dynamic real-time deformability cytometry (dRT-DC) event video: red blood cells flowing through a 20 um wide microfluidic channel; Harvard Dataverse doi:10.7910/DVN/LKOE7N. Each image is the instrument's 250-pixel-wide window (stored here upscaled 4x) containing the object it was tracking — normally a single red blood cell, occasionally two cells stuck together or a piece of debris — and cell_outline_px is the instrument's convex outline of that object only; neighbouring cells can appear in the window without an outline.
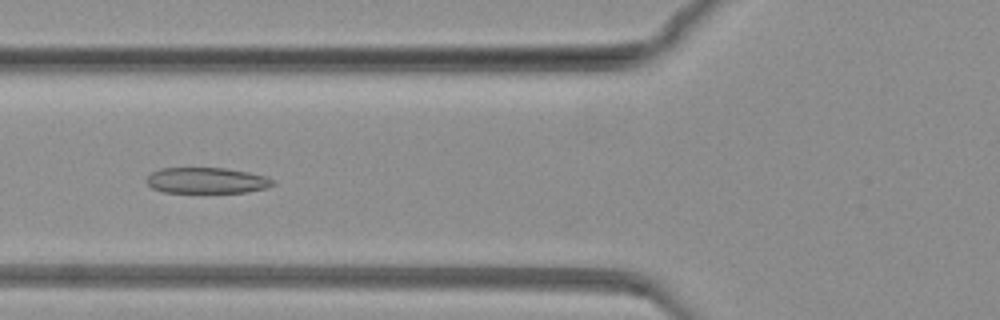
{"species": "common noctule bat (a hibernating species)", "species_latin": "Nyctalus noctula", "temperature_condition": "warm", "stored_images_in_passage": 78, "camera_frame_rate_fps": 3000, "um_per_image_px": 0.085, "animal": {"sex": "female", "body_mass_g": 19.3, "forearm_length_mm": 54.1}, "frame": {"image": 1, "passage_image": 28, "time_ms": 9.0, "image_size_px": [1000, 320], "cell_outline_px": [[276, 184], [264, 188], [248, 192], [164, 192], [152, 188], [148, 184], [148, 176], [152, 172], [160, 168], [224, 168], [248, 172], [268, 176], [276, 180]], "centroid_in_image_um": [17.62, 15.33], "position_along_channel_um": 108.2, "area_um2": 19.02}}
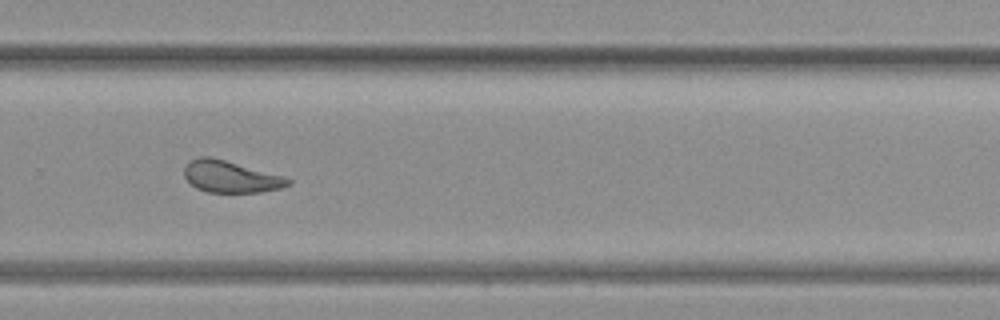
{"frame": {"image": 2, "passage_image": 52, "time_ms": 17.0, "image_size_px": [1000, 320], "cell_outline_px": [[292, 184], [284, 188], [260, 192], [208, 192], [196, 188], [184, 176], [184, 168], [188, 160], [200, 156], [208, 156], [224, 160], [284, 176], [292, 180]], "centroid_in_image_um": [19.62, 15.02], "position_along_channel_um": 310.2, "area_um2": 19.25}}
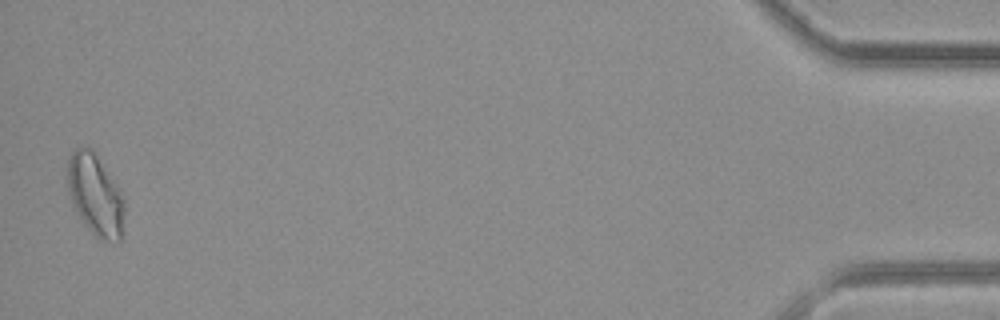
{"frame": {"image": 3, "passage_image": 77, "time_ms": 25.333, "image_size_px": [1000, 320], "cell_outline_px": [[124, 232], [120, 240], [100, 240], [84, 224], [72, 200], [68, 188], [68, 156], [76, 148], [92, 148], [120, 192], [124, 200]], "centroid_in_image_um": [8.12, 16.59], "position_along_channel_um": 427.1, "area_um2": 26.36}}